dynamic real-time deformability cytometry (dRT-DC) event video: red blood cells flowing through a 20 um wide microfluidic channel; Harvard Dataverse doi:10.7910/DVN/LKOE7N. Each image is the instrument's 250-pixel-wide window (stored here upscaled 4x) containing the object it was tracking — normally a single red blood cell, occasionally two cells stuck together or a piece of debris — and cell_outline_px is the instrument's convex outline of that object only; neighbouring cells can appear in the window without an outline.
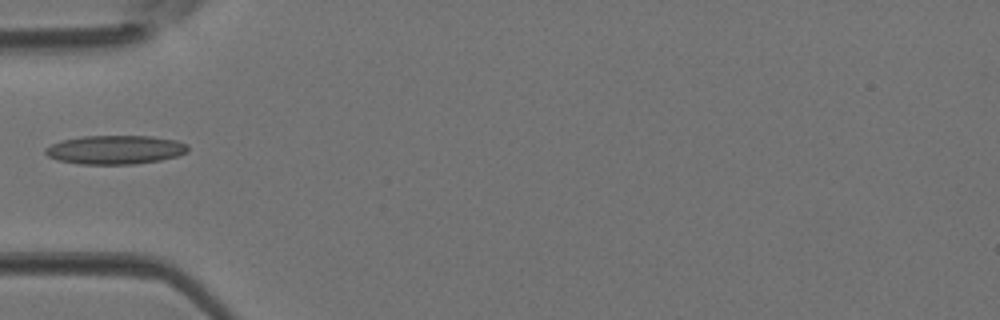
{"species": "Egyptian fruit bat (a non-hibernating species)", "species_latin": "Rousettus aegyptiacus", "temperature_condition": "room temperature", "stored_images_in_passage": 3, "camera_frame_rate_fps": 3000, "um_per_image_px": 0.085, "animal": {"sex": "female"}, "frame": {"image": 1, "passage_image": 3, "time_ms": 0.667, "image_size_px": [1000, 320], "cell_outline_px": [[188, 152], [176, 156], [160, 160], [136, 164], [80, 164], [56, 160], [48, 156], [44, 152], [44, 148], [60, 140], [84, 136], [152, 136], [176, 140], [188, 144]], "centroid_in_image_um": [9.78, 12.73], "position_along_channel_um": 75.2, "area_um2": 24.1}}